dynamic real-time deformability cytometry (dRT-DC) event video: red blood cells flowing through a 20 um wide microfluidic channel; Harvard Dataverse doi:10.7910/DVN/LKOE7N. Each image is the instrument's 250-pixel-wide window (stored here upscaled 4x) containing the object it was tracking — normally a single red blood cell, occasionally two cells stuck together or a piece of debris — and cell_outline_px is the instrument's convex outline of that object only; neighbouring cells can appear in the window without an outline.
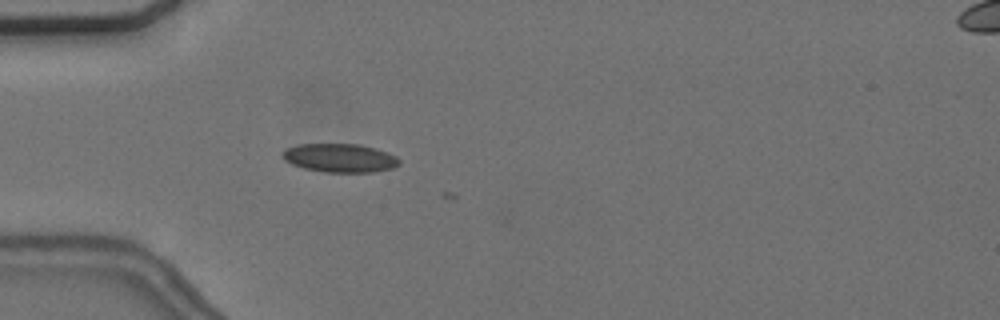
{"species": "common noctule bat (a hibernating species)", "species_latin": "Nyctalus noctula", "temperature_condition": "cold", "stored_images_in_passage": 9, "camera_frame_rate_fps": 3000, "um_per_image_px": 0.085, "animal": {"sex": "female", "body_mass_g": 24.6, "forearm_length_mm": 56.2}, "frame": {"image": 1, "passage_image": 4, "time_ms": 1.0, "image_size_px": [1000, 320], "cell_outline_px": [[400, 164], [392, 168], [372, 172], [324, 172], [304, 168], [292, 164], [284, 160], [280, 156], [280, 152], [288, 148], [300, 144], [360, 144], [376, 148], [388, 152], [396, 156], [400, 160]], "centroid_in_image_um": [28.89, 13.42], "position_along_channel_um": 56.1, "area_um2": 19.59}}